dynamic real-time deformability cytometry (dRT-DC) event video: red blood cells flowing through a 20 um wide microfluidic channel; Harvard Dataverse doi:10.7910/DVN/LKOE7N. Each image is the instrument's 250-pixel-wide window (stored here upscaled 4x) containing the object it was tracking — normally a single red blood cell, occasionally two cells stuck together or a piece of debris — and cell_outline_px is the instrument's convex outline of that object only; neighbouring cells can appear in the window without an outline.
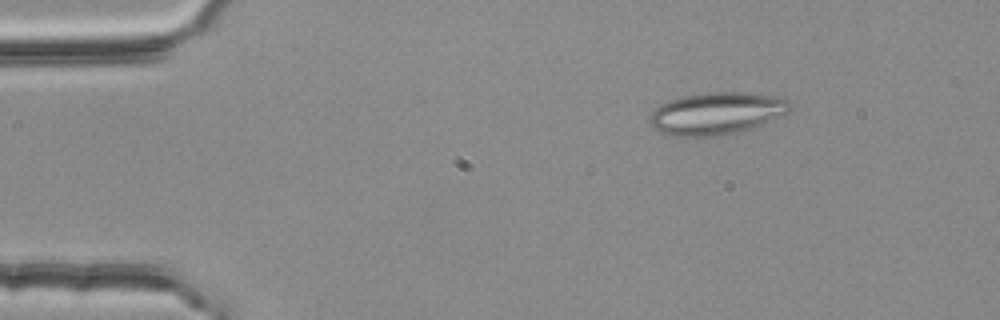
{"species": "common noctule bat (a hibernating species)", "species_latin": "Nyctalus noctula", "temperature_condition": "room temperature", "stored_images_in_passage": 4, "camera_frame_rate_fps": 3000, "um_per_image_px": 0.085, "animal": {"sex": "female", "body_mass_g": 25.1}, "frame": {"image": 1, "passage_image": 2, "time_ms": 0.333, "image_size_px": [1000, 320], "cell_outline_px": [[792, 108], [788, 112], [760, 124], [740, 132], [720, 136], [676, 136], [660, 132], [652, 128], [648, 120], [648, 116], [660, 104], [668, 100], [700, 92], [748, 92], [784, 96], [792, 100]], "centroid_in_image_um": [60.93, 9.61], "position_along_channel_um": 24.1, "area_um2": 35.08}}